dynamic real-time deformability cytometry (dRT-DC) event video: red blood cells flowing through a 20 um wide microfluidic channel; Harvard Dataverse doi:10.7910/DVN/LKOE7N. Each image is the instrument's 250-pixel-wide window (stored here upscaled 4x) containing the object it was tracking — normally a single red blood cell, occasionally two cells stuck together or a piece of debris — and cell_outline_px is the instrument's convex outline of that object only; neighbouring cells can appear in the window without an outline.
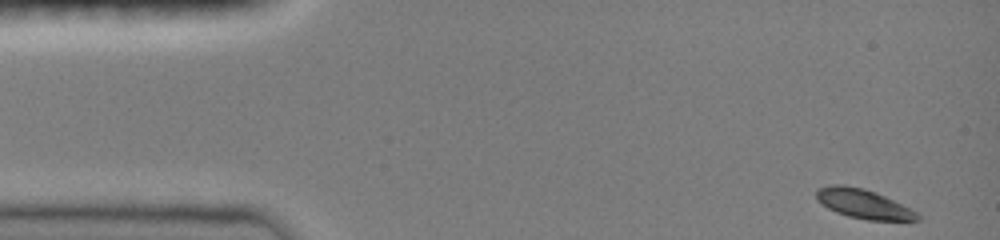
{"species": "common noctule bat (a hibernating species)", "species_latin": "Nyctalus noctula", "temperature_condition": "room temperature", "stored_images_in_passage": 4, "camera_frame_rate_fps": 3000, "um_per_image_px": 0.085, "animal": {"sex": "female", "body_mass_g": 19.0, "forearm_length_mm": 51.5}, "frame": {"image": 1, "passage_image": 1, "time_ms": 0.0, "image_size_px": [1000, 240], "cell_outline_px": [[920, 220], [868, 220], [848, 216], [836, 212], [828, 208], [816, 200], [816, 188], [828, 184], [840, 184], [864, 188], [876, 192], [912, 208], [920, 216]], "centroid_in_image_um": [73.37, 17.31], "position_along_channel_um": 11.6, "area_um2": 17.46}}
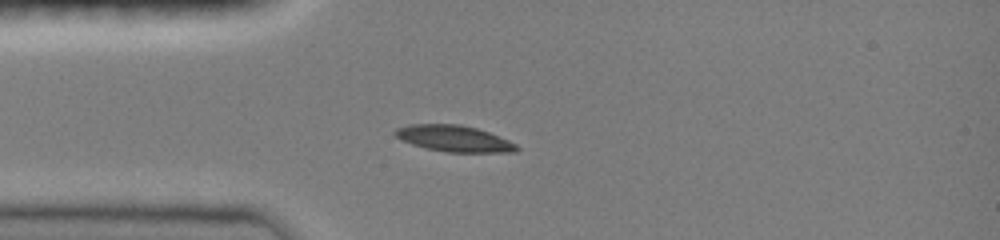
{"frame": {"image": 2, "passage_image": 4, "time_ms": 1.0, "image_size_px": [1000, 240], "cell_outline_px": [[520, 148], [516, 152], [448, 152], [428, 148], [412, 144], [396, 136], [392, 132], [396, 128], [408, 124], [460, 124], [476, 128], [488, 132], [508, 140], [516, 144]], "centroid_in_image_um": [38.6, 11.77], "position_along_channel_um": 46.4, "area_um2": 18.44}}